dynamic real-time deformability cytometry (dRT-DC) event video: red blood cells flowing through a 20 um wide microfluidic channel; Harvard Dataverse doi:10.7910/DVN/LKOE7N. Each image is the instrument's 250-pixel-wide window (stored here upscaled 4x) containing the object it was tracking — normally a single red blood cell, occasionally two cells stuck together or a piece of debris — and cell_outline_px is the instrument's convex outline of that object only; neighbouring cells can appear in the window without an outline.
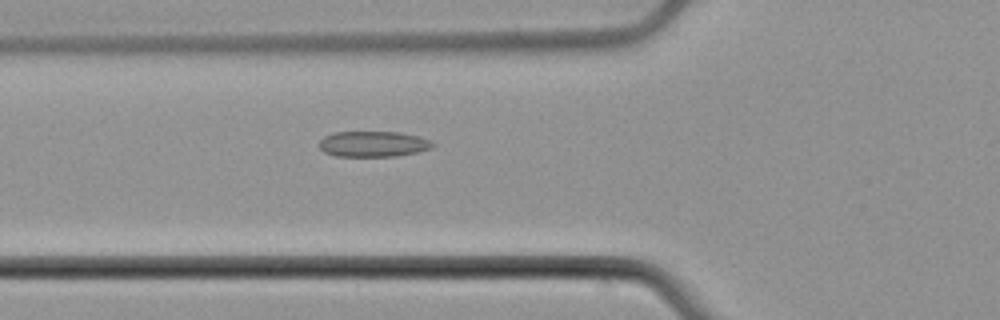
{"species": "common noctule bat (a hibernating species)", "species_latin": "Nyctalus noctula", "temperature_condition": "cold", "stored_images_in_passage": 54, "camera_frame_rate_fps": 3000, "um_per_image_px": 0.085, "animal": {"sex": "male", "body_mass_g": 21.5, "forearm_length_mm": 52.0}, "frame": {"image": 1, "passage_image": 20, "time_ms": 6.333, "image_size_px": [1000, 320], "cell_outline_px": [[436, 144], [432, 148], [416, 152], [396, 156], [336, 156], [324, 152], [320, 148], [320, 140], [324, 136], [336, 132], [400, 132], [432, 140]], "centroid_in_image_um": [31.74, 12.24], "position_along_channel_um": 94.1, "area_um2": 16.94}}
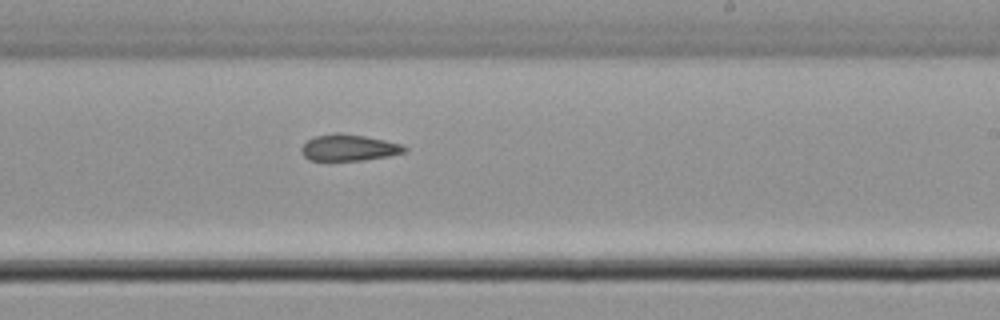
{"frame": {"image": 2, "passage_image": 33, "time_ms": 10.667, "image_size_px": [1000, 320], "cell_outline_px": [[408, 148], [404, 152], [388, 156], [360, 160], [308, 160], [304, 156], [300, 148], [308, 140], [316, 136], [336, 132], [340, 132], [364, 136], [404, 144]], "centroid_in_image_um": [29.66, 12.54], "position_along_channel_um": 259.3, "area_um2": 15.78}}
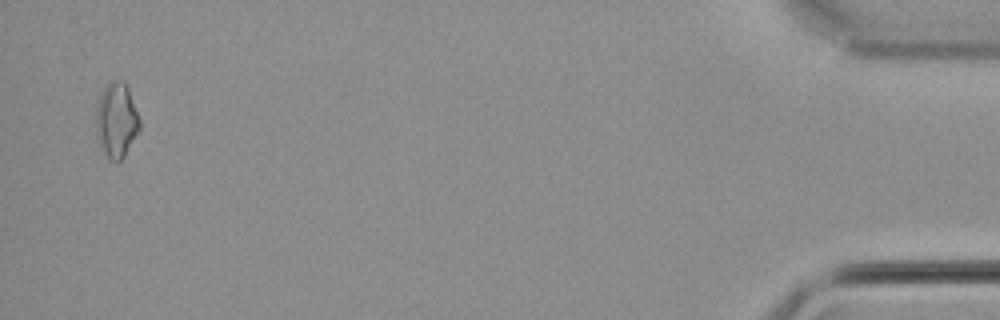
{"frame": {"image": 3, "passage_image": 53, "time_ms": 17.333, "image_size_px": [1000, 320], "cell_outline_px": [[140, 128], [124, 156], [120, 160], [112, 160], [108, 156], [96, 132], [96, 108], [100, 92], [108, 84], [120, 80], [128, 88], [140, 120]], "centroid_in_image_um": [9.9, 10.18], "position_along_channel_um": 425.3, "area_um2": 18.32}, "authors_computed_cell_mechanics": {"area_um2": 16.9932, "velocity_mm_per_s": 3.8103, "shape_relaxation_time_tau1_ms": null, "shape_relaxation_time_tau2_ms": 4.2988, "deformation_change_tau1": null, "deformation_change_tau2": 0.0917}}